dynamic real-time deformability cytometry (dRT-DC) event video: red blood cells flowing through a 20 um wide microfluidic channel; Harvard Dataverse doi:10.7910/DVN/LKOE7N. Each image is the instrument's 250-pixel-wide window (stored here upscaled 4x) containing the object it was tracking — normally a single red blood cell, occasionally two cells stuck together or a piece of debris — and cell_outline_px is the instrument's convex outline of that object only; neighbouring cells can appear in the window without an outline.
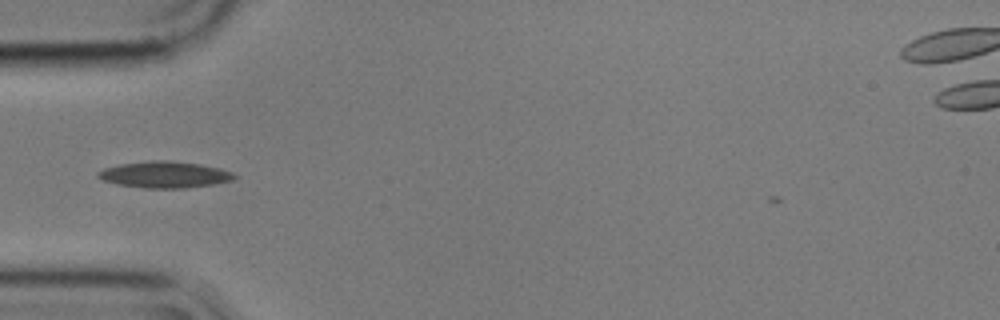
{"species": "common noctule bat (a hibernating species)", "species_latin": "Nyctalus noctula", "temperature_condition": "cold", "stored_images_in_passage": 37, "camera_frame_rate_fps": 3000, "um_per_image_px": 0.085, "animal": {"sex": "male", "body_mass_g": 17.9}, "frame": {"image": 1, "passage_image": 1, "time_ms": 0.0, "image_size_px": [1000, 320], "cell_outline_px": [[236, 176], [232, 180], [212, 184], [184, 188], [144, 188], [120, 184], [100, 180], [96, 176], [96, 172], [104, 168], [120, 164], [152, 160], [168, 160], [200, 164], [220, 168], [232, 172]], "centroid_in_image_um": [13.95, 14.83], "position_along_channel_um": 71.0, "area_um2": 20.92}}
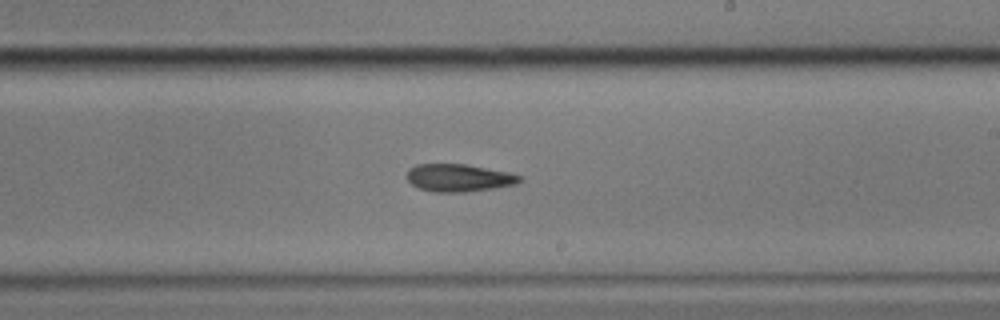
{"frame": {"image": 2, "passage_image": 16, "time_ms": 5.0, "image_size_px": [1000, 320], "cell_outline_px": [[524, 180], [516, 184], [496, 188], [464, 192], [432, 192], [420, 188], [412, 184], [408, 180], [408, 168], [416, 164], [464, 164], [508, 172], [520, 176]], "centroid_in_image_um": [39.01, 15.12], "position_along_channel_um": 250.0, "area_um2": 18.09}}
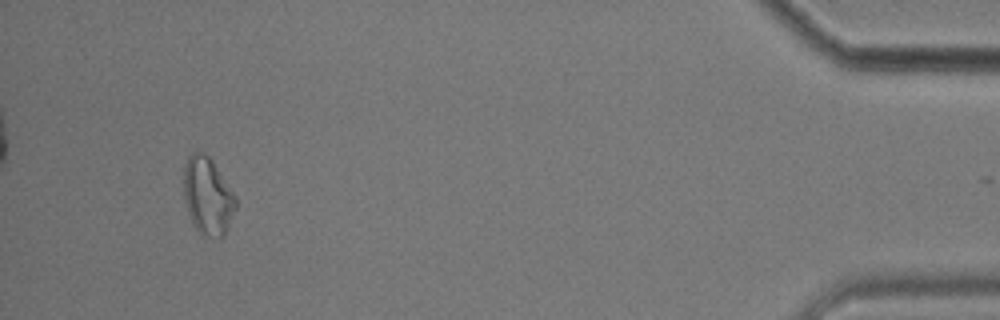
{"frame": {"image": 3, "passage_image": 36, "time_ms": 11.667, "image_size_px": [1000, 320], "cell_outline_px": [[236, 208], [228, 228], [224, 236], [220, 240], [212, 240], [200, 232], [192, 224], [184, 200], [184, 164], [188, 156], [196, 148], [204, 152], [212, 160], [236, 196]], "centroid_in_image_um": [17.65, 16.67], "position_along_channel_um": 417.5, "area_um2": 23.99}}